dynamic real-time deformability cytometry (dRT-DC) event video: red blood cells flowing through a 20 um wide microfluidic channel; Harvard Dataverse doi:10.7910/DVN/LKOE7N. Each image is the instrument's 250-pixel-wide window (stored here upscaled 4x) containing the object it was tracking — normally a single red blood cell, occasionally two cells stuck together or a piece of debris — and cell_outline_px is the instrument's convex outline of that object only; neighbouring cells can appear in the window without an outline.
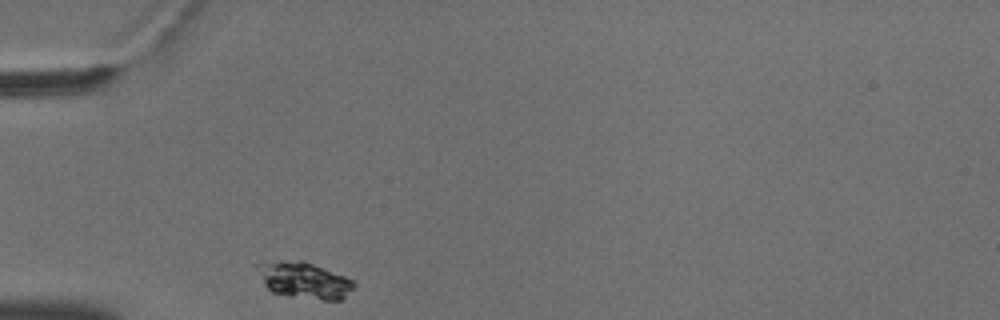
{"species": "common noctule bat (a hibernating species)", "species_latin": "Nyctalus noctula", "temperature_condition": "cold", "stored_images_in_passage": 30, "camera_frame_rate_fps": 3000, "um_per_image_px": 0.085, "animal": {"sex": "male", "body_mass_g": 18.8}, "frame": {"image": 1, "passage_image": 1, "time_ms": 0.0, "image_size_px": [1000, 320], "cell_outline_px": [[356, 284], [340, 300], [324, 300], [288, 296], [272, 292], [264, 284], [264, 264], [280, 260], [304, 260], [344, 276], [352, 280]], "centroid_in_image_um": [25.97, 23.85], "position_along_channel_um": 59.0, "area_um2": 19.54}}
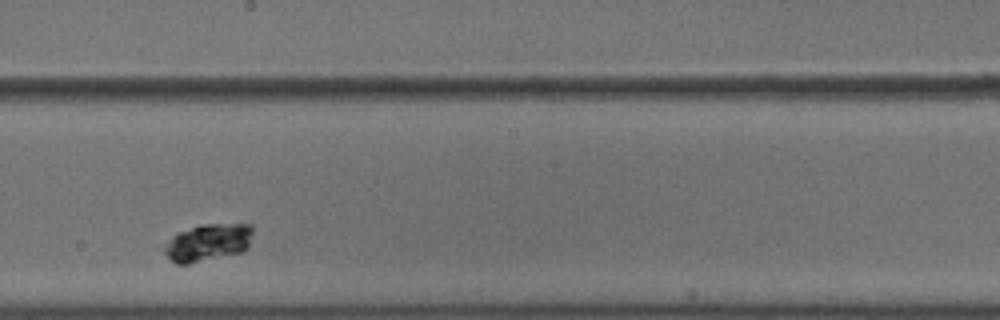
{"frame": {"image": 2, "passage_image": 17, "time_ms": 5.333, "image_size_px": [1000, 320], "cell_outline_px": [[252, 232], [248, 248], [240, 252], [188, 264], [176, 264], [156, 248], [156, 244], [176, 232], [200, 224], [252, 224]], "centroid_in_image_um": [17.49, 20.61], "position_along_channel_um": 230.7, "area_um2": 20.11}}
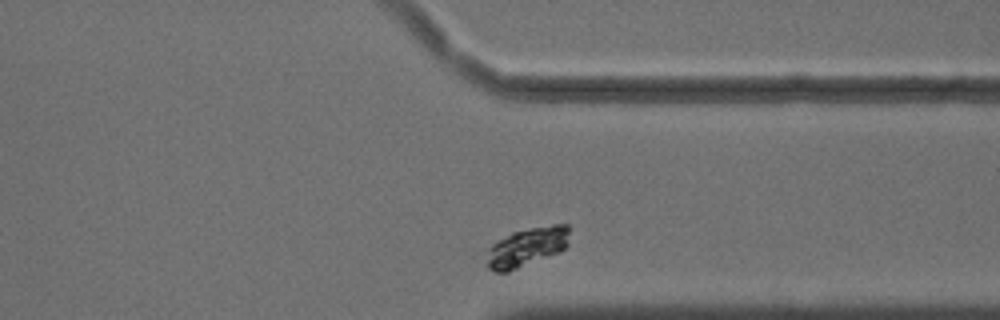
{"frame": {"image": 3, "passage_image": 29, "time_ms": 9.333, "image_size_px": [1000, 320], "cell_outline_px": [[568, 244], [560, 252], [508, 272], [496, 272], [488, 268], [480, 260], [480, 256], [496, 240], [512, 232], [552, 224], [568, 224]], "centroid_in_image_um": [44.66, 21.03], "position_along_channel_um": 366.7, "area_um2": 19.48}}